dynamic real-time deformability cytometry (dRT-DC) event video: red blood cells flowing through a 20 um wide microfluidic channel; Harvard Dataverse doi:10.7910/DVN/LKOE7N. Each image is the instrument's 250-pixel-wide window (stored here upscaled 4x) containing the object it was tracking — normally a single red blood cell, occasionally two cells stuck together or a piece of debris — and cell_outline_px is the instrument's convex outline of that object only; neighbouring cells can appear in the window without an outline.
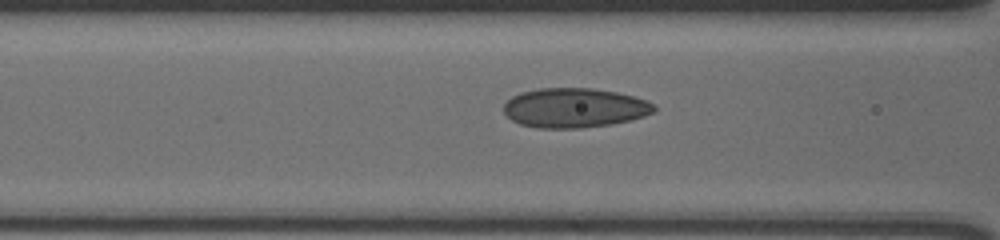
{"species": "human", "species_latin": "Homo sapiens", "temperature_condition": "cold", "stored_images_in_passage": 50, "camera_frame_rate_fps": 3000, "um_per_image_px": 0.085, "donor": {"sex": "male"}, "frame": {"image": 1, "passage_image": 24, "time_ms": 7.667, "image_size_px": [1000, 240], "cell_outline_px": [[656, 108], [652, 112], [644, 116], [612, 124], [580, 128], [536, 128], [520, 124], [512, 120], [504, 112], [504, 104], [512, 96], [520, 92], [540, 88], [592, 88], [616, 92], [632, 96], [644, 100], [652, 104]], "centroid_in_image_um": [48.78, 9.17], "position_along_channel_um": 117.8, "area_um2": 34.45}}
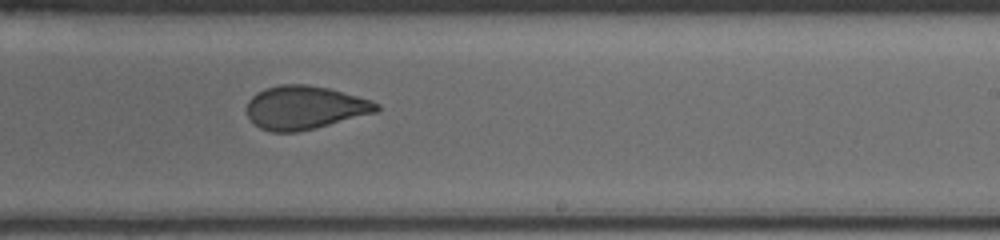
{"frame": {"image": 2, "passage_image": 36, "time_ms": 11.667, "image_size_px": [1000, 240], "cell_outline_px": [[380, 108], [376, 112], [316, 128], [296, 132], [272, 132], [260, 128], [248, 116], [248, 100], [256, 92], [264, 88], [280, 84], [304, 84], [328, 88], [372, 100], [380, 104]], "centroid_in_image_um": [25.91, 9.14], "position_along_channel_um": 263.1, "area_um2": 32.77}}
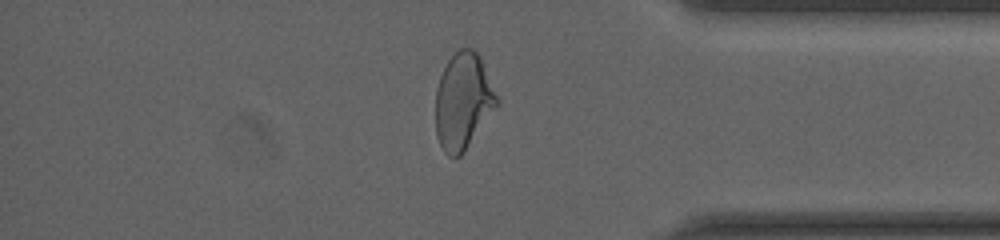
{"frame": {"image": 3, "passage_image": 48, "time_ms": 15.667, "image_size_px": [1000, 240], "cell_outline_px": [[500, 100], [464, 152], [460, 156], [448, 156], [444, 152], [436, 136], [436, 88], [440, 76], [448, 60], [460, 48], [472, 48], [480, 56]], "centroid_in_image_um": [39.36, 8.59], "position_along_channel_um": 395.8, "area_um2": 34.1}}